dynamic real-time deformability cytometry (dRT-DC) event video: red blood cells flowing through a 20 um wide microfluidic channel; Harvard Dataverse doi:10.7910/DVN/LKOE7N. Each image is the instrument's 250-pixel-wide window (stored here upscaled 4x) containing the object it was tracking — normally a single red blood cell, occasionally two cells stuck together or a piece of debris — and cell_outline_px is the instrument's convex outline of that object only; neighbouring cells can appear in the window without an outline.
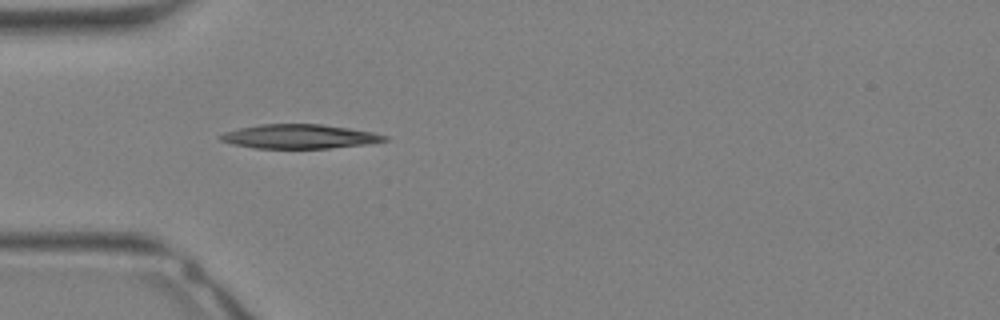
{"species": "Egyptian fruit bat (a non-hibernating species)", "species_latin": "Rousettus aegyptiacus", "temperature_condition": "warm", "stored_images_in_passage": 24, "camera_frame_rate_fps": 3000, "um_per_image_px": 0.085, "animal": {"sex": "female"}, "frame": {"image": 1, "passage_image": 2, "time_ms": 0.333, "image_size_px": [1000, 320], "cell_outline_px": [[388, 140], [364, 144], [332, 148], [256, 148], [232, 144], [220, 140], [216, 136], [224, 132], [240, 128], [260, 124], [320, 124], [348, 128], [372, 132], [388, 136]], "centroid_in_image_um": [25.41, 11.6], "position_along_channel_um": 59.6, "area_um2": 23.0}}
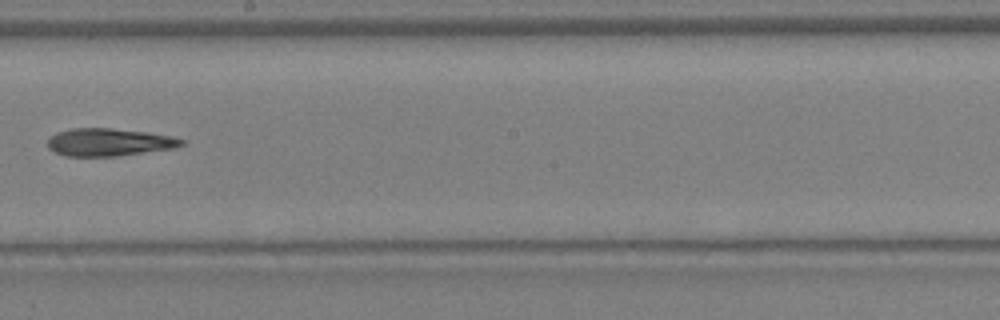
{"frame": {"image": 2, "passage_image": 11, "time_ms": 3.333, "image_size_px": [1000, 320], "cell_outline_px": [[184, 144], [172, 148], [116, 156], [68, 156], [56, 152], [48, 148], [48, 136], [56, 132], [72, 128], [112, 128], [148, 132], [172, 136], [184, 140]], "centroid_in_image_um": [9.23, 12.07], "position_along_channel_um": 239.0, "area_um2": 21.5}}
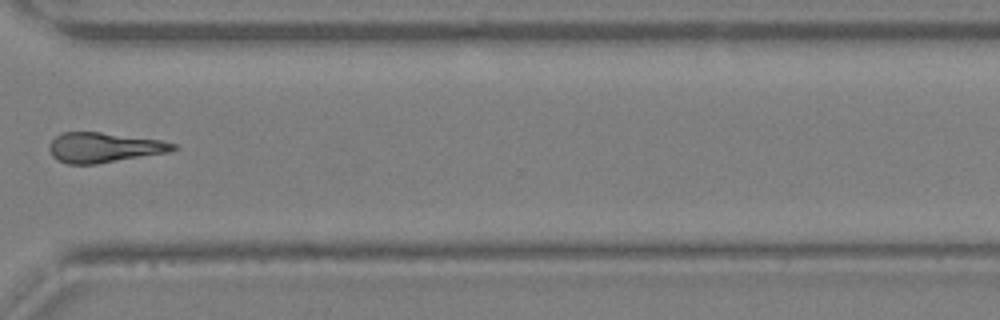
{"frame": {"image": 3, "passage_image": 17, "time_ms": 5.333, "image_size_px": [1000, 320], "cell_outline_px": [[180, 148], [168, 152], [96, 164], [68, 164], [56, 160], [52, 156], [48, 148], [48, 144], [56, 136], [64, 132], [100, 132], [160, 140], [176, 144]], "centroid_in_image_um": [8.81, 12.54], "position_along_channel_um": 361.8, "area_um2": 21.62}}